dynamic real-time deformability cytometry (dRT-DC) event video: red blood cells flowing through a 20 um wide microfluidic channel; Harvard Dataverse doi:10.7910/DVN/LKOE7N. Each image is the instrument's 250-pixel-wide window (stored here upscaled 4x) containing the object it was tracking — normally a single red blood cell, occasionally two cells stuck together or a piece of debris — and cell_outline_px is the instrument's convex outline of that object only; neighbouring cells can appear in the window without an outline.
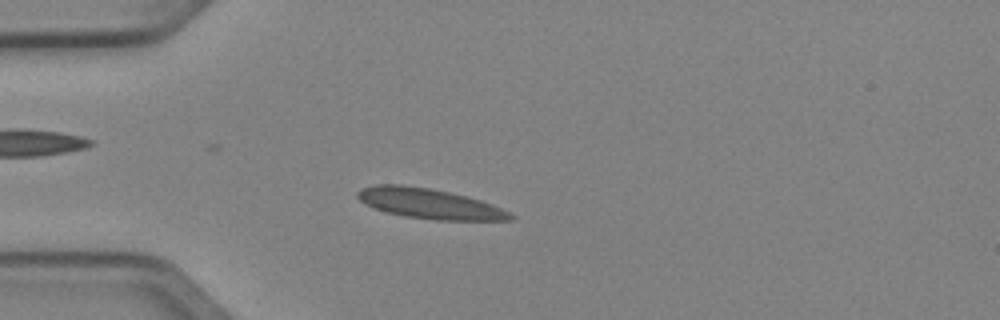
{"species": "Egyptian fruit bat (a non-hibernating species)", "species_latin": "Rousettus aegyptiacus", "temperature_condition": "cold", "stored_images_in_passage": 43, "camera_frame_rate_fps": 3000, "um_per_image_px": 0.085, "animal": {"sex": "female"}, "frame": {"image": 1, "passage_image": 10, "time_ms": 3.0, "image_size_px": [1000, 320], "cell_outline_px": [[516, 220], [436, 220], [404, 216], [388, 212], [364, 204], [356, 196], [356, 192], [360, 188], [376, 184], [400, 184], [428, 188], [448, 192], [480, 200], [492, 204], [516, 216]], "centroid_in_image_um": [36.48, 17.31], "position_along_channel_um": 48.5, "area_um2": 26.7}}
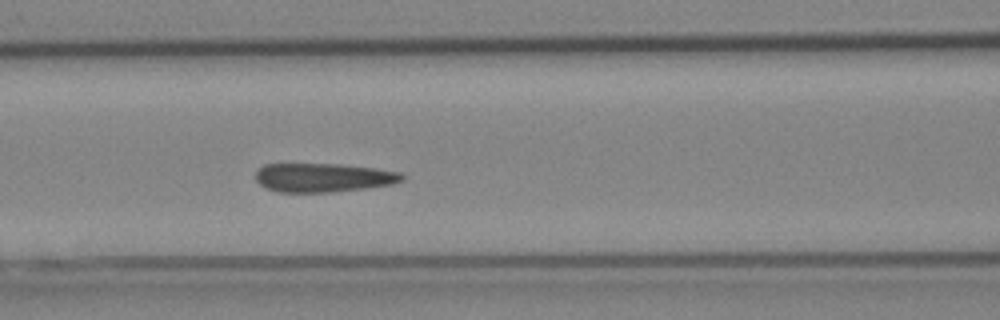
{"frame": {"image": 2, "passage_image": 18, "time_ms": 5.667, "image_size_px": [1000, 320], "cell_outline_px": [[404, 180], [392, 184], [364, 188], [328, 192], [280, 192], [268, 188], [260, 184], [256, 180], [256, 168], [264, 164], [340, 164], [376, 168], [400, 172], [404, 176]], "centroid_in_image_um": [27.47, 15.08], "position_along_channel_um": 139.1, "area_um2": 24.57}}
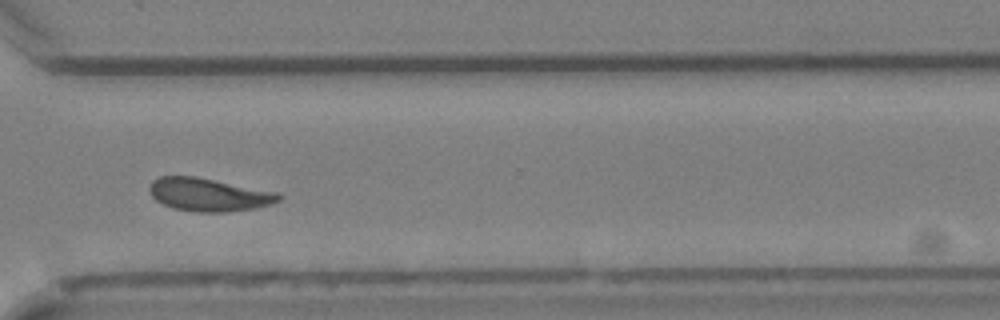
{"frame": {"image": 3, "passage_image": 34, "time_ms": 11.0, "image_size_px": [1000, 320], "cell_outline_px": [[284, 196], [280, 200], [272, 204], [256, 208], [228, 212], [196, 212], [172, 208], [156, 200], [152, 196], [148, 188], [152, 180], [160, 176], [196, 176], [276, 192]], "centroid_in_image_um": [17.74, 16.55], "position_along_channel_um": 352.9, "area_um2": 25.03}, "authors_computed_cell_mechanics": {"area_um2": 25.0274, "velocity_mm_per_s": 3.9938, "shape_relaxation_time_tau1_ms": 6.7896, "shape_relaxation_time_tau2_ms": 1.2169, "deformation_change_tau1": 0.1402, "deformation_change_tau2": 0.0537}}